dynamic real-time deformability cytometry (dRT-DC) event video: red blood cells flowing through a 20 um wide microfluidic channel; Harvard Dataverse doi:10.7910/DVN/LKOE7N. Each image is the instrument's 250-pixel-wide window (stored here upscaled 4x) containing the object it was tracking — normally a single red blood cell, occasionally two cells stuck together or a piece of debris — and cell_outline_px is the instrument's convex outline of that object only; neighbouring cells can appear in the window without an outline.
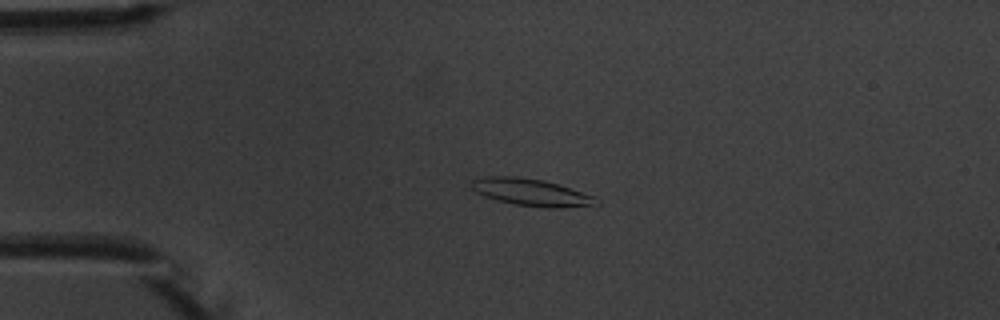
{"species": "common noctule bat (a hibernating species)", "species_latin": "Nyctalus noctula", "temperature_condition": "warm", "stored_images_in_passage": 4, "camera_frame_rate_fps": 3000, "um_per_image_px": 0.085, "animal": {"sex": "male", "body_mass_g": 20.1, "forearm_length_mm": 53.5}, "frame": {"image": 1, "passage_image": 3, "time_ms": 3.333, "image_size_px": [1000, 320], "cell_outline_px": [[600, 204], [560, 208], [544, 208], [516, 204], [496, 200], [484, 196], [476, 192], [468, 184], [472, 180], [484, 176], [512, 176], [544, 180], [592, 196], [600, 200]], "centroid_in_image_um": [45.09, 16.35], "position_along_channel_um": 39.9, "area_um2": 19.59}}